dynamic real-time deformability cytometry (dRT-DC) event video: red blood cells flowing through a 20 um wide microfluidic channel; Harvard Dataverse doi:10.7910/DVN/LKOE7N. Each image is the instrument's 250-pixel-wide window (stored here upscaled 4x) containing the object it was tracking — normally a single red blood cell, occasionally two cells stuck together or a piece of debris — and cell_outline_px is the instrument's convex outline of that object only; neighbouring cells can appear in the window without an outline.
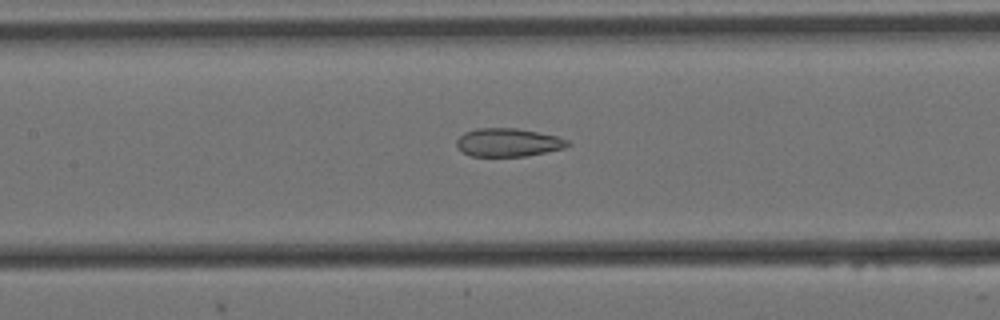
{"species": "Egyptian fruit bat (a non-hibernating species)", "species_latin": "Rousettus aegyptiacus", "temperature_condition": "cold", "stored_images_in_passage": 37, "camera_frame_rate_fps": 3000, "um_per_image_px": 0.085, "animal": {"sex": "female"}, "frame": {"image": 1, "passage_image": 17, "time_ms": 5.333, "image_size_px": [1000, 320], "cell_outline_px": [[572, 144], [564, 148], [524, 156], [472, 156], [464, 152], [456, 144], [456, 140], [464, 132], [476, 128], [516, 128], [556, 136], [568, 140]], "centroid_in_image_um": [43.18, 12.1], "position_along_channel_um": 164.2, "area_um2": 18.09}}
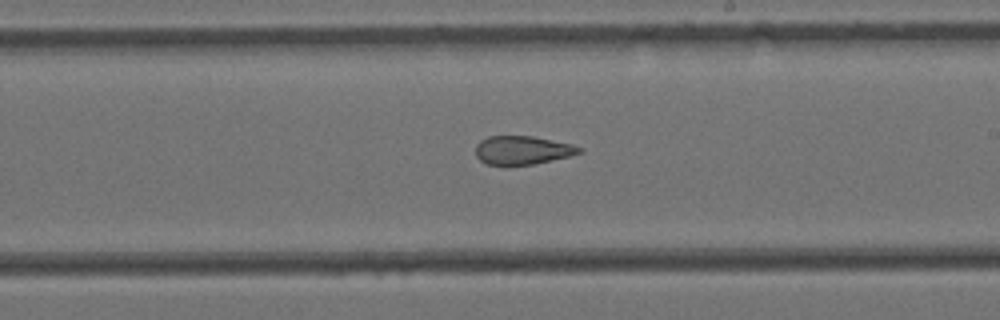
{"frame": {"image": 2, "passage_image": 24, "time_ms": 7.667, "image_size_px": [1000, 320], "cell_outline_px": [[584, 152], [568, 156], [532, 164], [488, 164], [480, 160], [476, 156], [476, 144], [480, 140], [488, 136], [532, 136], [572, 144], [584, 148]], "centroid_in_image_um": [44.42, 12.74], "position_along_channel_um": 244.6, "area_um2": 17.05}}
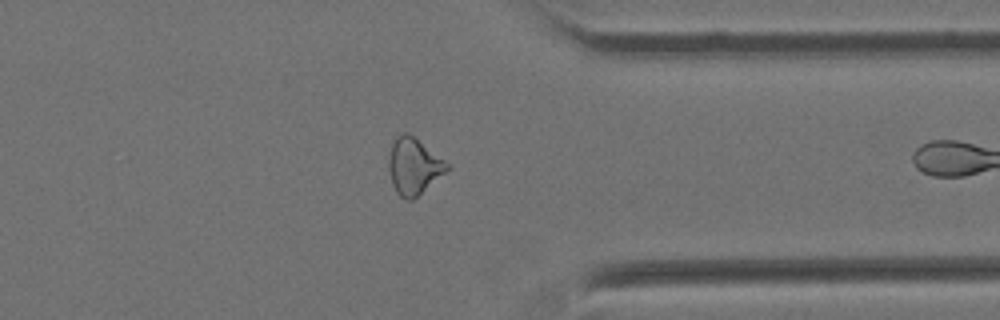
{"frame": {"image": 3, "passage_image": 36, "time_ms": 11.667, "image_size_px": [1000, 320], "cell_outline_px": [[452, 168], [412, 200], [404, 200], [396, 192], [392, 184], [388, 168], [388, 160], [392, 144], [396, 136], [404, 132], [408, 132], [452, 164]], "centroid_in_image_um": [35.21, 14.12], "position_along_channel_um": 376.2, "area_um2": 19.54}}